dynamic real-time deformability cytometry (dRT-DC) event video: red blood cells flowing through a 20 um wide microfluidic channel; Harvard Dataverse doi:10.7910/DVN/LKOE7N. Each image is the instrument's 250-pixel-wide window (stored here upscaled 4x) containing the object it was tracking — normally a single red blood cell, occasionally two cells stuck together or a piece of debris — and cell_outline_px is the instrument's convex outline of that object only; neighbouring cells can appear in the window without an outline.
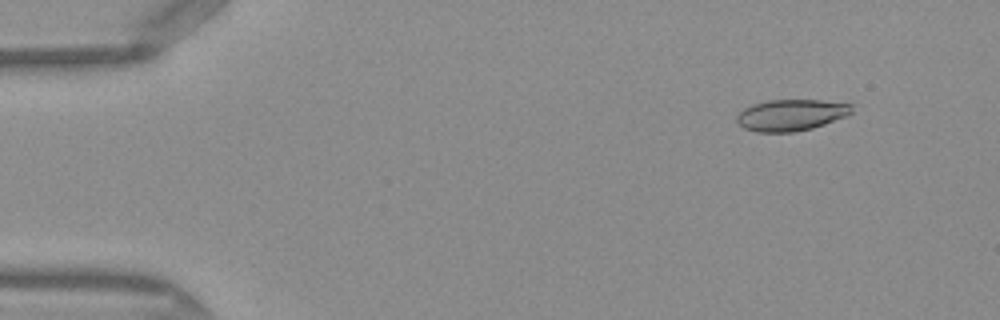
{"species": "Egyptian fruit bat (a non-hibernating species)", "species_latin": "Rousettus aegyptiacus", "temperature_condition": "warm", "stored_images_in_passage": 49, "camera_frame_rate_fps": 3000, "um_per_image_px": 0.085, "frame": {"image": 1, "passage_image": 5, "time_ms": 1.333, "image_size_px": [1000, 320], "cell_outline_px": [[852, 112], [848, 116], [812, 128], [792, 132], [756, 132], [744, 128], [736, 120], [736, 116], [744, 108], [768, 100], [820, 100], [852, 104]], "centroid_in_image_um": [67.26, 9.78], "position_along_channel_um": 17.7, "area_um2": 20.92}}
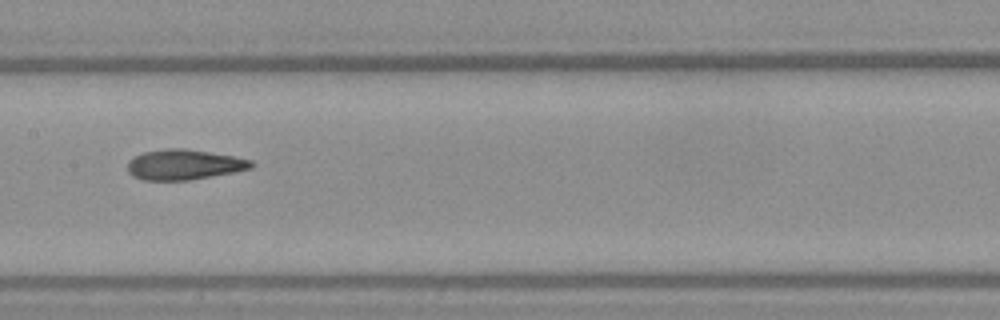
{"frame": {"image": 2, "passage_image": 25, "time_ms": 8.0, "image_size_px": [1000, 320], "cell_outline_px": [[256, 164], [252, 168], [232, 172], [188, 180], [140, 180], [132, 176], [128, 172], [128, 160], [144, 152], [164, 148], [184, 148], [232, 156], [252, 160]], "centroid_in_image_um": [15.62, 13.99], "position_along_channel_um": 191.8, "area_um2": 21.73}}
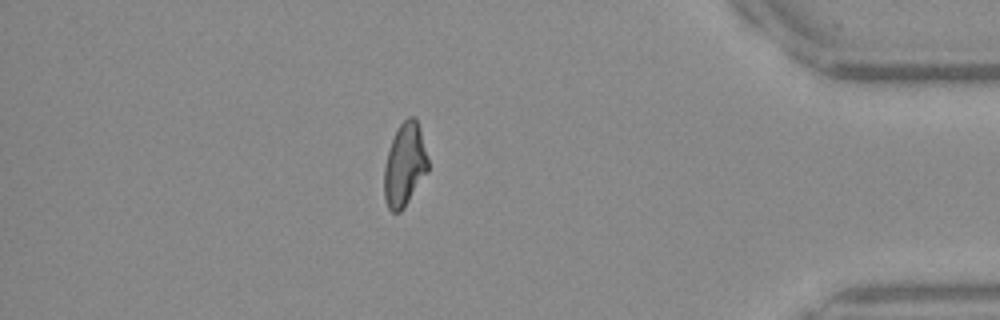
{"frame": {"image": 3, "passage_image": 43, "time_ms": 14.0, "image_size_px": [1000, 320], "cell_outline_px": [[428, 172], [404, 208], [400, 212], [392, 212], [388, 208], [384, 196], [384, 168], [388, 152], [392, 140], [400, 124], [408, 116], [412, 116], [416, 120], [420, 128], [428, 160]], "centroid_in_image_um": [34.4, 14.04], "position_along_channel_um": 400.8, "area_um2": 21.1}, "authors_computed_cell_mechanics": {"area_um2": 21.5594, "velocity_mm_per_s": 4.1236, "shape_relaxation_time_tau1_ms": 8.0502, "shape_relaxation_time_tau2_ms": 2.3001, "deformation_change_tau1": 0.2176, "deformation_change_tau2": 0.0889}}